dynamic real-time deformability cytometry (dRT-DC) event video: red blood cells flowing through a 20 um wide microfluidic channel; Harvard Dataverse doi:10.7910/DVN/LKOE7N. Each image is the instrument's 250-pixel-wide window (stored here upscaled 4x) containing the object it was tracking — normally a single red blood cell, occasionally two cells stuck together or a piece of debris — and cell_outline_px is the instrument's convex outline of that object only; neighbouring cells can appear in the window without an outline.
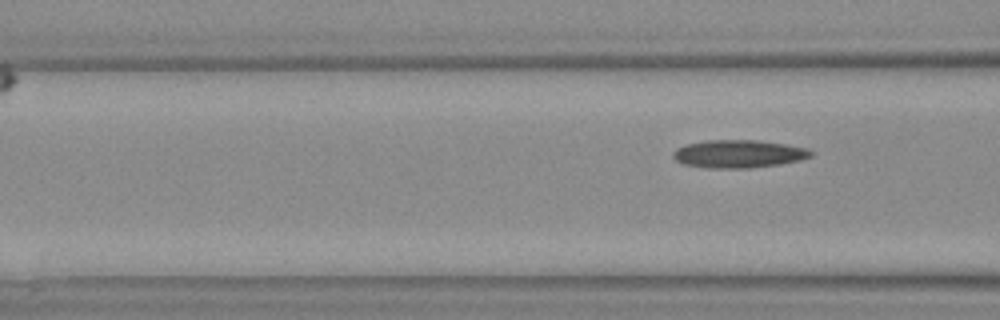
{"species": "Egyptian fruit bat (a non-hibernating species)", "species_latin": "Rousettus aegyptiacus", "temperature_condition": "warm", "stored_images_in_passage": 4, "camera_frame_rate_fps": 3000, "um_per_image_px": 0.085, "animal": {"sex": "female"}, "frame": {"image": 1, "passage_image": 4, "time_ms": 4.667, "image_size_px": [1000, 320], "cell_outline_px": [[812, 156], [800, 160], [780, 164], [748, 168], [712, 168], [684, 164], [676, 160], [672, 156], [672, 152], [676, 148], [688, 144], [708, 140], [756, 140], [784, 144], [808, 148], [812, 152]], "centroid_in_image_um": [62.78, 13.08], "position_along_channel_um": 103.8, "area_um2": 22.25}}